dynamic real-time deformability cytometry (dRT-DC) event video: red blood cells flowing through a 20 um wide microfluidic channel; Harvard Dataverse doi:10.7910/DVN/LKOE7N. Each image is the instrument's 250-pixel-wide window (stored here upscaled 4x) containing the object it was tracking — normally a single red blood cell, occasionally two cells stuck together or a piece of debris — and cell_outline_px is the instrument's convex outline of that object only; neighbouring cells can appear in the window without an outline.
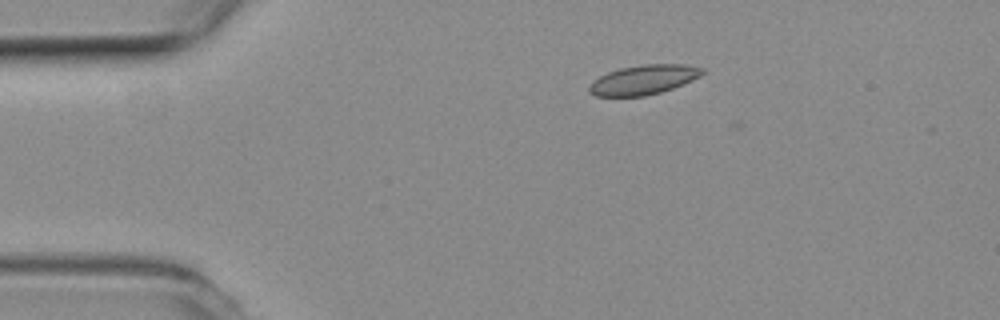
{"species": "common noctule bat (a hibernating species)", "species_latin": "Nyctalus noctula", "temperature_condition": "room temperature", "stored_images_in_passage": 45, "camera_frame_rate_fps": 3000, "um_per_image_px": 0.085, "animal": {"sex": "female", "body_mass_g": 19.3, "forearm_length_mm": 54.1}, "frame": {"image": 1, "passage_image": 1, "time_ms": 0.0, "image_size_px": [1000, 320], "cell_outline_px": [[704, 72], [700, 76], [692, 80], [672, 88], [660, 92], [644, 96], [596, 96], [588, 92], [588, 84], [592, 80], [608, 72], [620, 68], [644, 64], [684, 64], [704, 68]], "centroid_in_image_um": [54.67, 6.77], "position_along_channel_um": 30.3, "area_um2": 19.48}}
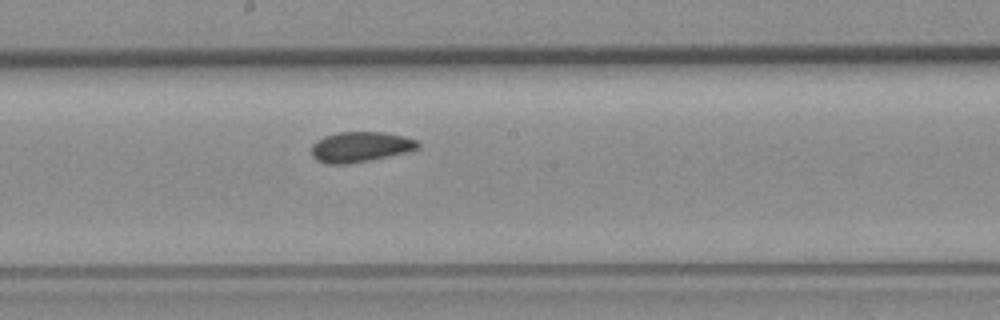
{"frame": {"image": 2, "passage_image": 20, "time_ms": 6.333, "image_size_px": [1000, 320], "cell_outline_px": [[420, 148], [404, 152], [368, 160], [344, 164], [328, 164], [316, 160], [312, 156], [312, 144], [316, 140], [324, 136], [336, 132], [384, 132], [404, 136], [416, 140], [420, 144]], "centroid_in_image_um": [30.59, 12.47], "position_along_channel_um": 217.6, "area_um2": 18.67}}
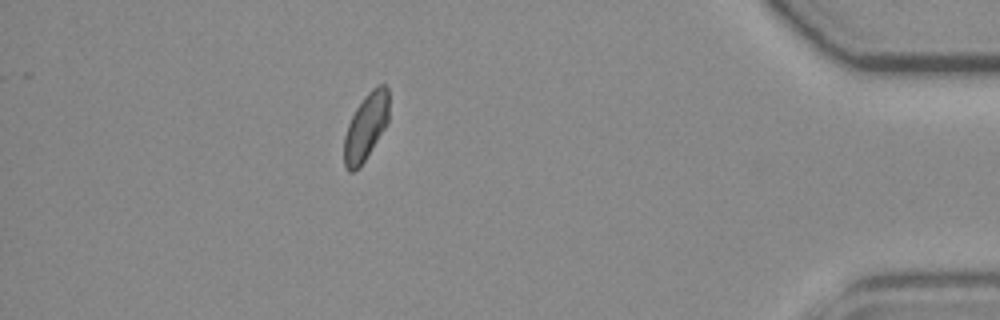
{"frame": {"image": 3, "passage_image": 39, "time_ms": 12.667, "image_size_px": [1000, 320], "cell_outline_px": [[388, 120], [384, 128], [364, 160], [352, 172], [348, 172], [344, 164], [344, 136], [348, 124], [356, 108], [364, 96], [376, 84], [384, 84], [388, 88]], "centroid_in_image_um": [31.09, 10.73], "position_along_channel_um": 404.1, "area_um2": 17.11}, "authors_computed_cell_mechanics": {"area_um2": 18.496, "velocity_mm_per_s": 3.752, "shape_relaxation_time_tau1_ms": 9.1997, "shape_relaxation_time_tau2_ms": 3.258, "deformation_change_tau1": 0.0998, "deformation_change_tau2": 0.0356}}